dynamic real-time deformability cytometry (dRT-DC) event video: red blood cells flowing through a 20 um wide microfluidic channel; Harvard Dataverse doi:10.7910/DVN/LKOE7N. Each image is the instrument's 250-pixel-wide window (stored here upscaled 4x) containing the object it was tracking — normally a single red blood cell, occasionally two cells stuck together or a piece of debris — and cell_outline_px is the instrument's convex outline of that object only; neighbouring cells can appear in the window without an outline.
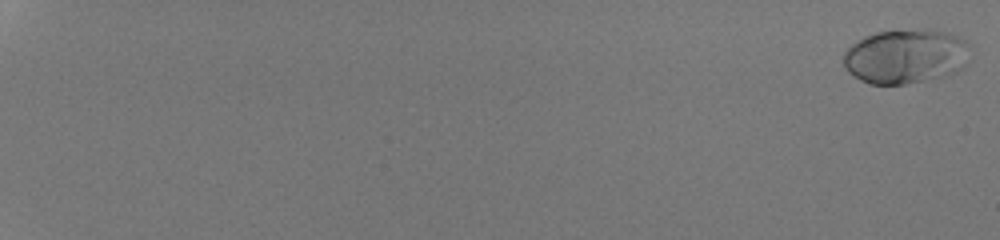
{"species": "human", "species_latin": "Homo sapiens", "temperature_condition": "room temperature", "stored_images_in_passage": 54, "camera_frame_rate_fps": 3000, "um_per_image_px": 0.085, "donor": {"sex": "male"}, "frame": {"image": 1, "passage_image": 1, "time_ms": 0.0, "image_size_px": [1000, 240], "cell_outline_px": [[968, 44], [964, 68], [956, 72], [944, 76], [904, 84], [868, 84], [860, 80], [848, 72], [844, 68], [844, 52], [852, 44], [864, 36], [876, 32], [920, 28], [924, 28], [944, 32], [956, 36], [964, 40]], "centroid_in_image_um": [76.94, 4.78], "position_along_channel_um": 8.1, "area_um2": 40.17}}
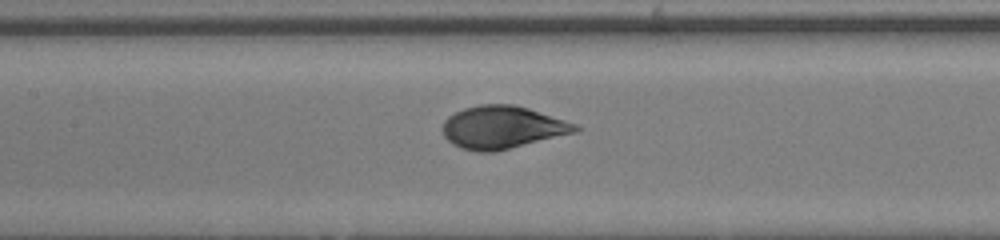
{"frame": {"image": 2, "passage_image": 31, "time_ms": 10.0, "image_size_px": [1000, 240], "cell_outline_px": [[580, 128], [576, 132], [496, 152], [476, 152], [460, 148], [452, 144], [444, 136], [444, 120], [448, 116], [464, 108], [480, 104], [516, 104], [576, 124]], "centroid_in_image_um": [42.68, 10.83], "position_along_channel_um": 164.7, "area_um2": 32.95}}
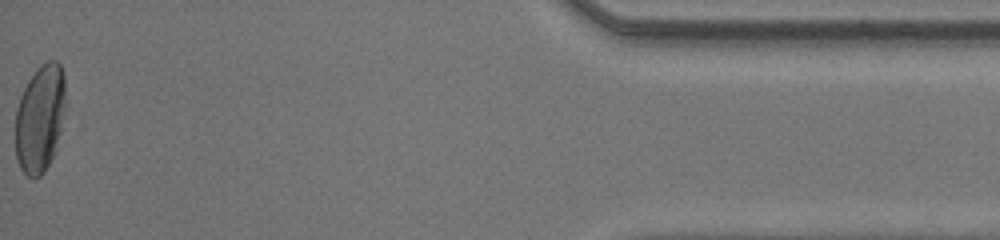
{"frame": {"image": 3, "passage_image": 54, "time_ms": 17.667, "image_size_px": [1000, 240], "cell_outline_px": [[64, 112], [60, 132], [56, 148], [44, 172], [36, 180], [32, 180], [20, 168], [16, 156], [16, 108], [20, 96], [28, 80], [36, 68], [48, 60], [56, 60], [60, 64], [64, 76]], "centroid_in_image_um": [3.39, 10.07], "position_along_channel_um": 431.8, "area_um2": 31.44}, "authors_computed_cell_mechanics": {"area_um2": 33.7841, "velocity_mm_per_s": 4.3011, "shape_relaxation_time_tau1_ms": 3.2198, "shape_relaxation_time_tau2_ms": null, "deformation_change_tau1": 0.1984, "deformation_change_tau2": null}}